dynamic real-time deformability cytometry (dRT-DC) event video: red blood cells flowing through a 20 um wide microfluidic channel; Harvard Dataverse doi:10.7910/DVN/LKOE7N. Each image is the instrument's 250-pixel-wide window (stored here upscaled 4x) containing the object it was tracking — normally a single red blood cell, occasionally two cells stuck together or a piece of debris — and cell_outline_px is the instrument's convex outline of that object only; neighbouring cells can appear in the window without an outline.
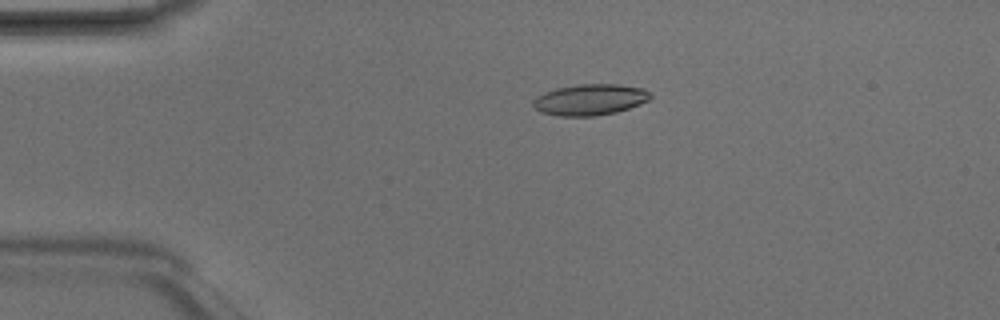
{"species": "Egyptian fruit bat (a non-hibernating species)", "species_latin": "Rousettus aegyptiacus", "temperature_condition": "room temperature", "stored_images_in_passage": 3, "camera_frame_rate_fps": 3000, "um_per_image_px": 0.085, "animal": {"sex": "male"}, "frame": {"image": 1, "passage_image": 2, "time_ms": 0.333, "image_size_px": [1000, 320], "cell_outline_px": [[652, 96], [648, 100], [640, 104], [616, 112], [596, 116], [560, 116], [540, 112], [532, 104], [532, 100], [536, 96], [544, 92], [556, 88], [580, 84], [620, 84], [644, 88]], "centroid_in_image_um": [50.13, 8.47], "position_along_channel_um": 34.9, "area_um2": 21.33}}